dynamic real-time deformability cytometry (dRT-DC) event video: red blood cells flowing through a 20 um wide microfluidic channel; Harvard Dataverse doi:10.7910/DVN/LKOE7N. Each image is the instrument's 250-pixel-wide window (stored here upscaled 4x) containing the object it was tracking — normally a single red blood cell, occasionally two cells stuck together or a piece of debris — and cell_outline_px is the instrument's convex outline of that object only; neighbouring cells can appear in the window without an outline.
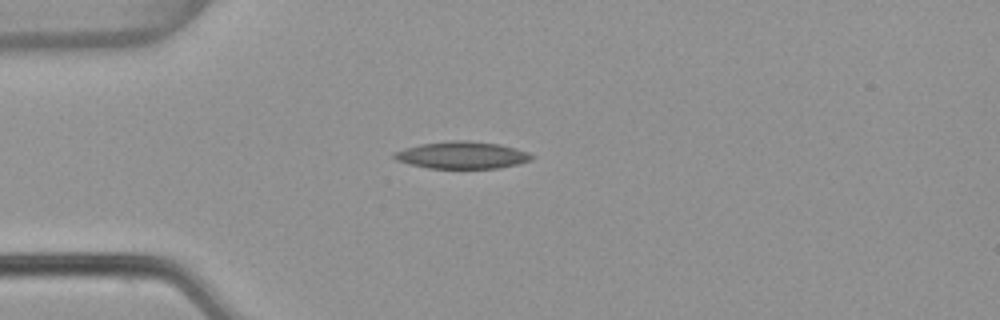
{"species": "common noctule bat (a hibernating species)", "species_latin": "Nyctalus noctula", "temperature_condition": "warm", "stored_images_in_passage": 50, "camera_frame_rate_fps": 3000, "um_per_image_px": 0.085, "animal": {"sex": "female", "body_mass_g": 22.7, "forearm_length_mm": 54.2}, "frame": {"image": 1, "passage_image": 11, "time_ms": 3.333, "image_size_px": [1000, 320], "cell_outline_px": [[536, 156], [528, 160], [516, 164], [496, 168], [428, 168], [396, 160], [392, 156], [392, 152], [404, 148], [420, 144], [452, 140], [468, 140], [500, 144], [528, 152]], "centroid_in_image_um": [39.24, 13.17], "position_along_channel_um": 45.8, "area_um2": 21.62}}
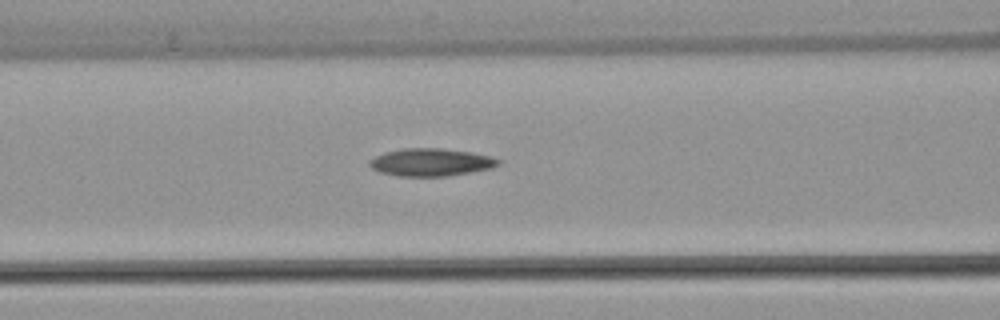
{"frame": {"image": 2, "passage_image": 19, "time_ms": 6.0, "image_size_px": [1000, 320], "cell_outline_px": [[500, 164], [492, 168], [448, 176], [400, 176], [380, 172], [372, 168], [368, 164], [368, 160], [384, 152], [404, 148], [440, 148], [472, 152], [492, 156], [500, 160]], "centroid_in_image_um": [36.64, 13.78], "position_along_channel_um": 130.0, "area_um2": 20.81}}
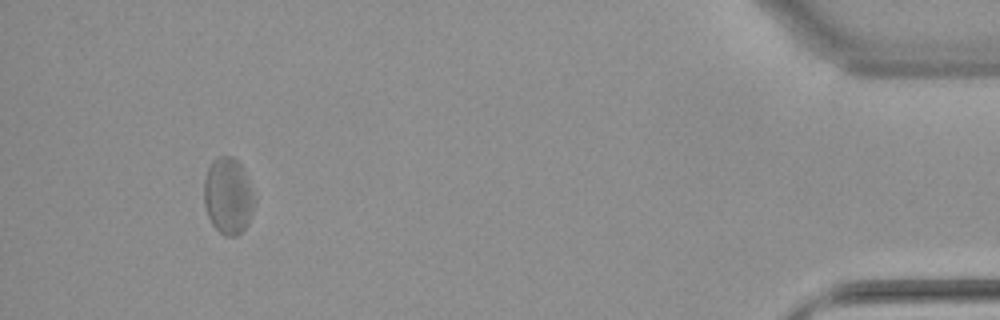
{"frame": {"image": 3, "passage_image": 47, "time_ms": 15.333, "image_size_px": [1000, 320], "cell_outline_px": [[256, 200], [252, 212], [244, 228], [236, 236], [224, 236], [212, 224], [208, 216], [204, 204], [204, 180], [208, 168], [212, 160], [220, 156], [232, 156], [244, 168], [256, 196]], "centroid_in_image_um": [19.4, 16.63], "position_along_channel_um": 415.8, "area_um2": 22.66}, "authors_computed_cell_mechanics": {"area_um2": 21.386, "velocity_mm_per_s": 3.812, "shape_relaxation_time_tau1_ms": null, "shape_relaxation_time_tau2_ms": 9.2, "deformation_change_tau1": null, "deformation_change_tau2": 0.2213}}